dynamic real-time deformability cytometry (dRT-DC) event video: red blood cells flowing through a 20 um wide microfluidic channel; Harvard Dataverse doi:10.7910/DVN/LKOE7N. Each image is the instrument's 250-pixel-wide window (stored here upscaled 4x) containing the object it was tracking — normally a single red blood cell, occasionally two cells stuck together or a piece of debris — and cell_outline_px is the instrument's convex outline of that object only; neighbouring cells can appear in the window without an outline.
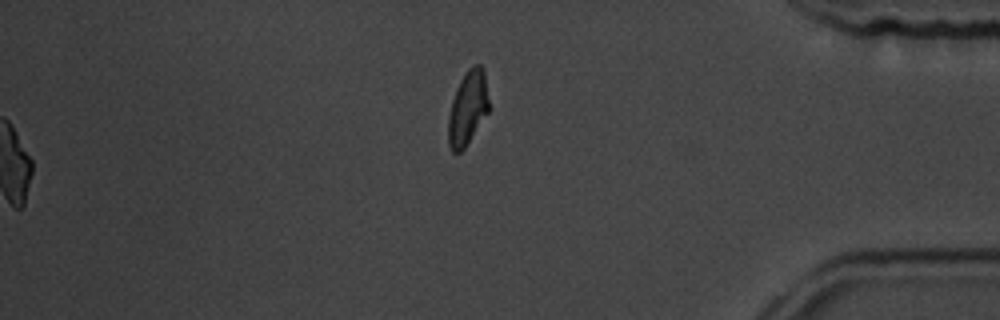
{"species": "common noctule bat (a hibernating species)", "species_latin": "Nyctalus noctula", "temperature_condition": "room temperature", "stored_images_in_passage": 55, "camera_frame_rate_fps": 3000, "um_per_image_px": 0.085, "animal": {"sex": "male", "body_mass_g": 19.5, "forearm_length_mm": 54.6}, "frame": {"image": 1, "passage_image": 55, "time_ms": 18.0, "image_size_px": [1000, 320], "cell_outline_px": [[492, 108], [464, 148], [460, 152], [452, 152], [448, 144], [448, 116], [452, 100], [456, 88], [460, 80], [468, 68], [472, 64], [480, 64], [484, 68]], "centroid_in_image_um": [39.8, 9.14], "position_along_channel_um": 395.4, "area_um2": 18.15}, "authors_computed_cell_mechanics": {"area_um2": 20.1144, "velocity_mm_per_s": 3.7013, "shape_relaxation_time_tau1_ms": 4.1534, "shape_relaxation_time_tau2_ms": 2.2296, "deformation_change_tau1": 0.1271, "deformation_change_tau2": 0.0867}}